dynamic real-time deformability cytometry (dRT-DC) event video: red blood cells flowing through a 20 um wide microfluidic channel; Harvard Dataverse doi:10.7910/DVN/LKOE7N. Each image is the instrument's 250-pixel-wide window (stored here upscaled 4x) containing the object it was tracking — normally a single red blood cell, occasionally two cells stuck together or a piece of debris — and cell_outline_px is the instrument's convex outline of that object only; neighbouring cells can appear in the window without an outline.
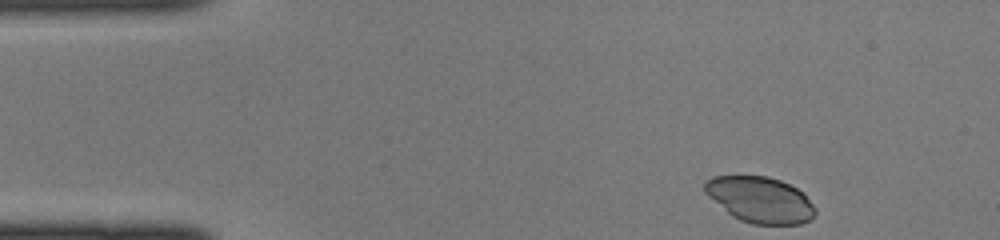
{"species": "common noctule bat (a hibernating species)", "species_latin": "Nyctalus noctula", "temperature_condition": "cold", "stored_images_in_passage": 40, "camera_frame_rate_fps": 3000, "um_per_image_px": 0.085, "animal": {"sex": "female", "body_mass_g": 22.0, "forearm_length_mm": 56.7}, "frame": {"image": 1, "passage_image": 1, "time_ms": 0.0, "image_size_px": [1000, 240], "cell_outline_px": [[816, 212], [812, 220], [800, 224], [752, 224], [740, 220], [732, 216], [708, 196], [704, 192], [704, 180], [712, 176], [768, 176], [780, 180], [804, 192], [816, 208]], "centroid_in_image_um": [64.62, 16.97], "position_along_channel_um": 20.4, "area_um2": 29.82}}